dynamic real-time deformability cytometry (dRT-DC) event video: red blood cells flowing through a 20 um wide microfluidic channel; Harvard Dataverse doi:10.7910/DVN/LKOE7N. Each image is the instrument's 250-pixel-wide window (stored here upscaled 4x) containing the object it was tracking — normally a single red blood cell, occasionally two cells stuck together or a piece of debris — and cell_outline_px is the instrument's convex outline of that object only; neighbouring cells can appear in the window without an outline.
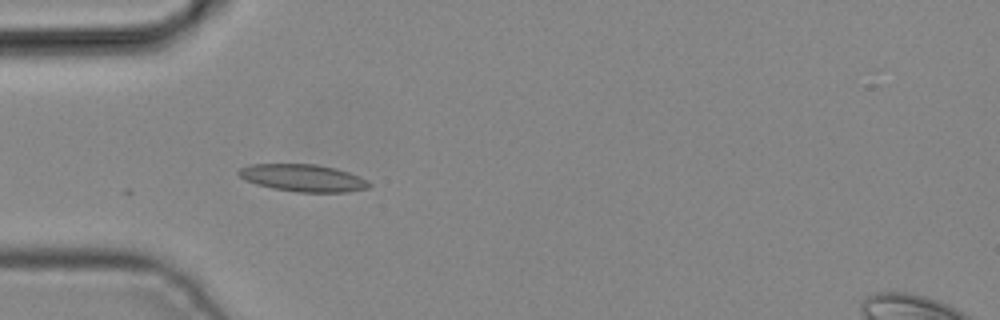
{"species": "common noctule bat (a hibernating species)", "species_latin": "Nyctalus noctula", "temperature_condition": "cold", "stored_images_in_passage": 4, "camera_frame_rate_fps": 3000, "um_per_image_px": 0.085, "animal": {"sex": "male", "body_mass_g": 19.2, "forearm_length_mm": 51.8}, "frame": {"image": 1, "passage_image": 4, "time_ms": 1.0, "image_size_px": [1000, 320], "cell_outline_px": [[372, 184], [368, 188], [348, 192], [296, 192], [272, 188], [256, 184], [244, 180], [236, 172], [240, 168], [252, 164], [316, 164], [336, 168], [348, 172], [368, 180]], "centroid_in_image_um": [25.76, 15.13], "position_along_channel_um": 59.2, "area_um2": 20.81}}